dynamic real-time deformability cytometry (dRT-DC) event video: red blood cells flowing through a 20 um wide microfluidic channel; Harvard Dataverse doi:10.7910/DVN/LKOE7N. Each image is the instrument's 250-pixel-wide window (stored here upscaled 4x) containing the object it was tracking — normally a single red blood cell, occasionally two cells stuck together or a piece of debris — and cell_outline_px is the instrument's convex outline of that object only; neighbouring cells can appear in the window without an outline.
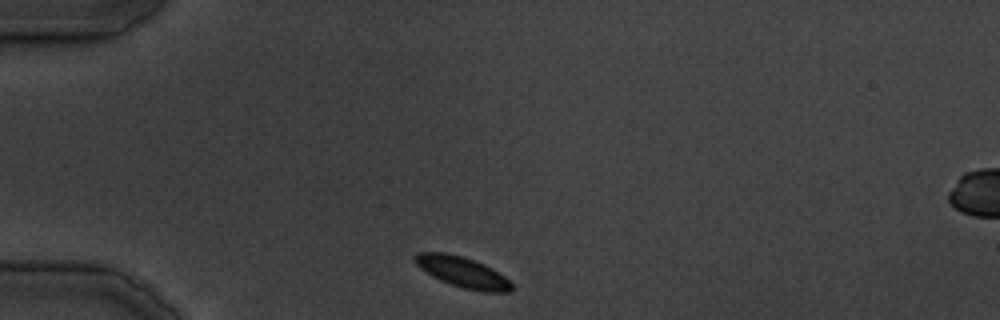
{"species": "common noctule bat (a hibernating species)", "species_latin": "Nyctalus noctula", "temperature_condition": "cold", "stored_images_in_passage": 29, "camera_frame_rate_fps": 3000, "um_per_image_px": 0.085, "animal": {"sex": "male", "body_mass_g": 19.5, "forearm_length_mm": 54.6}, "frame": {"image": 1, "passage_image": 1, "time_ms": 0.0, "image_size_px": [1000, 320], "cell_outline_px": [[512, 292], [484, 292], [464, 288], [440, 280], [432, 276], [420, 268], [412, 260], [412, 256], [416, 252], [448, 252], [464, 256], [484, 264], [492, 268], [504, 276], [512, 284]], "centroid_in_image_um": [39.28, 23.1], "position_along_channel_um": 45.7, "area_um2": 17.46}}
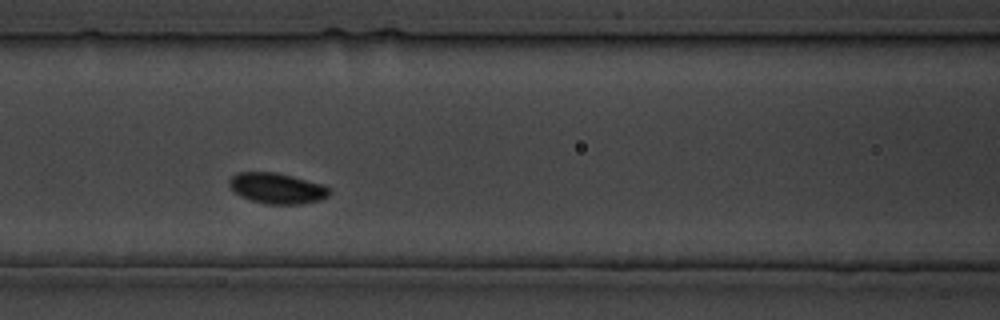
{"frame": {"image": 2, "passage_image": 8, "time_ms": 9.0, "image_size_px": [1000, 320], "cell_outline_px": [[332, 192], [328, 196], [320, 200], [300, 204], [264, 204], [240, 196], [228, 184], [228, 180], [236, 172], [276, 172], [292, 176], [320, 184], [332, 188]], "centroid_in_image_um": [23.55, 16.0], "position_along_channel_um": 143.0, "area_um2": 17.92}}
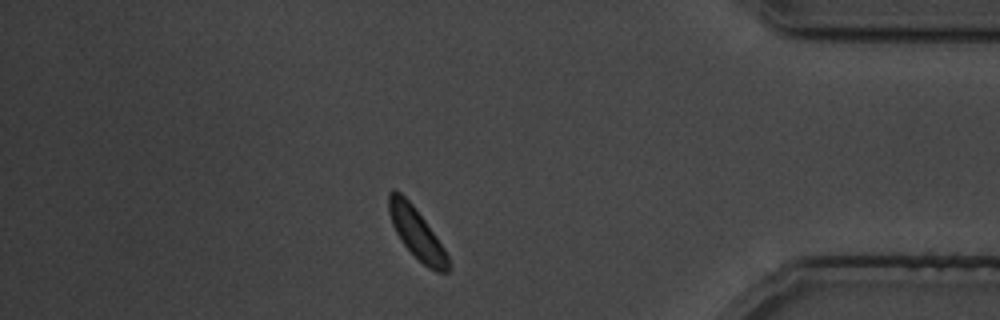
{"frame": {"image": 3, "passage_image": 24, "time_ms": 29.333, "image_size_px": [1000, 320], "cell_outline_px": [[448, 272], [436, 272], [428, 268], [404, 244], [396, 232], [392, 224], [388, 212], [388, 192], [392, 188], [396, 188], [412, 204], [436, 236], [444, 248], [448, 256]], "centroid_in_image_um": [35.38, 19.78], "position_along_channel_um": 399.8, "area_um2": 17.22}}